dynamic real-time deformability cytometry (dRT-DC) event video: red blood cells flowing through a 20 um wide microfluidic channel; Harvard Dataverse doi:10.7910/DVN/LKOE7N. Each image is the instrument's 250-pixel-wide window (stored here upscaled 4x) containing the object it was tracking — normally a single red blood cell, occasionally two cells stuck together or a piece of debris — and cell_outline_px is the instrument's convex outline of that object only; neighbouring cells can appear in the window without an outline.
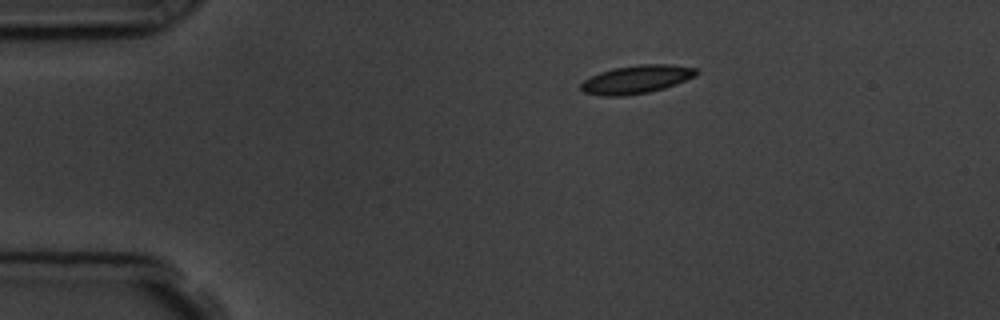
{"species": "common noctule bat (a hibernating species)", "species_latin": "Nyctalus noctula", "temperature_condition": "room temperature", "stored_images_in_passage": 13, "camera_frame_rate_fps": 3000, "um_per_image_px": 0.085, "animal": {"sex": "male", "body_mass_g": 19.5, "forearm_length_mm": 54.6}, "frame": {"image": 1, "passage_image": 1, "time_ms": 0.0, "image_size_px": [1000, 320], "cell_outline_px": [[700, 72], [696, 76], [676, 84], [664, 88], [648, 92], [624, 96], [604, 96], [584, 92], [580, 88], [580, 84], [584, 80], [600, 72], [612, 68], [640, 64], [668, 64], [696, 68]], "centroid_in_image_um": [54.11, 6.74], "position_along_channel_um": 30.9, "area_um2": 19.02}}
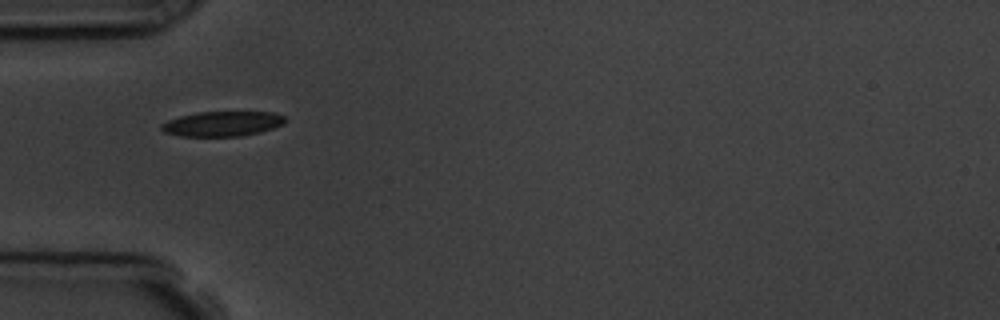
{"frame": {"image": 2, "passage_image": 3, "time_ms": 2.333, "image_size_px": [1000, 320], "cell_outline_px": [[288, 120], [284, 124], [260, 132], [240, 136], [180, 136], [164, 132], [160, 128], [160, 124], [168, 120], [180, 116], [196, 112], [272, 112], [288, 116]], "centroid_in_image_um": [18.93, 10.51], "position_along_channel_um": 66.1, "area_um2": 18.15}}
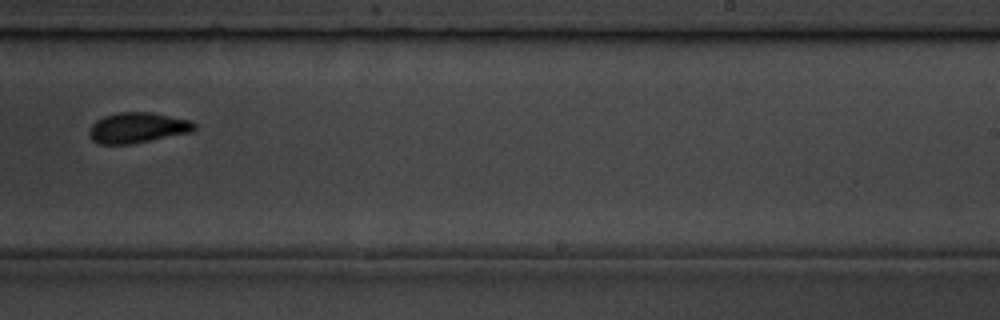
{"frame": {"image": 3, "passage_image": 8, "time_ms": 8.0, "image_size_px": [1000, 320], "cell_outline_px": [[196, 128], [192, 132], [128, 144], [100, 144], [92, 140], [88, 136], [88, 132], [92, 124], [96, 120], [104, 116], [116, 112], [152, 112], [192, 120], [196, 124]], "centroid_in_image_um": [11.69, 10.84], "position_along_channel_um": 277.3, "area_um2": 18.79}, "authors_computed_cell_mechanics": {"area_um2": 18.4382, "velocity_mm_per_s": 3.7308, "shape_relaxation_time_tau1_ms": 2.8151, "shape_relaxation_time_tau2_ms": null, "deformation_change_tau1": 0.0794, "deformation_change_tau2": null}}